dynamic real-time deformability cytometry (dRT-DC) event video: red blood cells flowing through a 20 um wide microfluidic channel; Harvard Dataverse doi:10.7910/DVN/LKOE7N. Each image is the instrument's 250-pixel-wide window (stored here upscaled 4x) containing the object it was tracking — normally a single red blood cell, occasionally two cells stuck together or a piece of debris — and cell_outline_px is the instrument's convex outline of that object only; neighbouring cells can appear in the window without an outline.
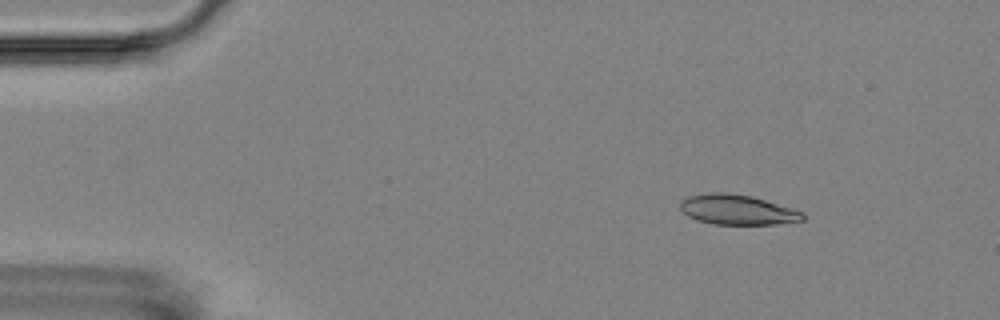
{"species": "Egyptian fruit bat (a non-hibernating species)", "species_latin": "Rousettus aegyptiacus", "temperature_condition": "room temperature", "stored_images_in_passage": 16, "camera_frame_rate_fps": 3000, "um_per_image_px": 0.085, "animal": {"sex": "female"}, "frame": {"image": 1, "passage_image": 2, "time_ms": 1.0, "image_size_px": [1000, 320], "cell_outline_px": [[804, 220], [776, 224], [712, 224], [696, 220], [688, 216], [680, 208], [680, 200], [688, 196], [708, 192], [728, 192], [752, 196], [792, 208], [804, 212]], "centroid_in_image_um": [62.65, 17.81], "position_along_channel_um": 22.4, "area_um2": 21.56}}
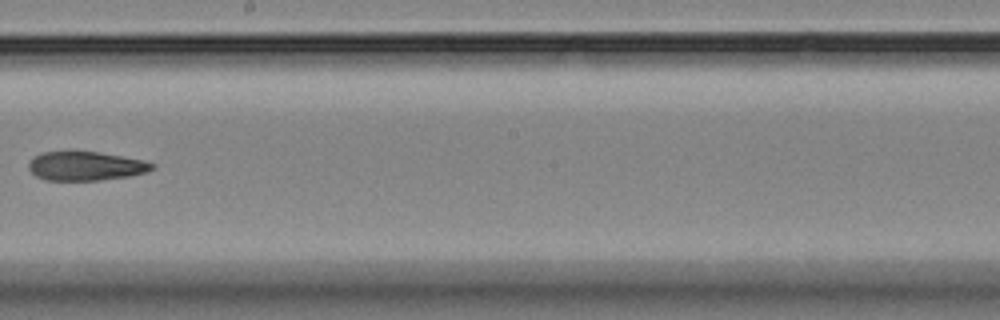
{"frame": {"image": 2, "passage_image": 9, "time_ms": 9.333, "image_size_px": [1000, 320], "cell_outline_px": [[156, 168], [148, 172], [132, 176], [100, 180], [44, 180], [36, 176], [28, 168], [28, 164], [40, 152], [68, 148], [72, 148], [100, 152], [144, 160], [156, 164]], "centroid_in_image_um": [7.29, 14.07], "position_along_channel_um": 240.9, "area_um2": 21.85}}
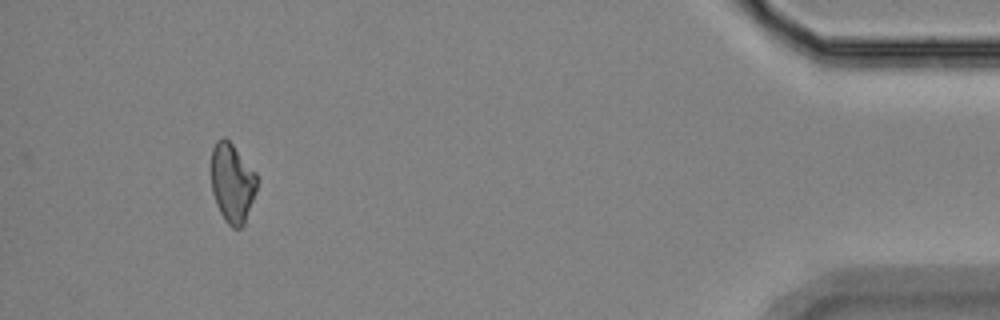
{"frame": {"image": 3, "passage_image": 15, "time_ms": 16.0, "image_size_px": [1000, 320], "cell_outline_px": [[256, 192], [244, 224], [240, 228], [232, 228], [224, 220], [216, 204], [212, 192], [212, 148], [216, 140], [224, 136], [232, 144], [256, 172]], "centroid_in_image_um": [19.73, 15.55], "position_along_channel_um": 415.5, "area_um2": 21.04}, "authors_computed_cell_mechanics": {"area_um2": 21.9062, "velocity_mm_per_s": 3.5758, "shape_relaxation_time_tau1_ms": null, "shape_relaxation_time_tau2_ms": 6.6033, "deformation_change_tau1": null, "deformation_change_tau2": 0.1525}}